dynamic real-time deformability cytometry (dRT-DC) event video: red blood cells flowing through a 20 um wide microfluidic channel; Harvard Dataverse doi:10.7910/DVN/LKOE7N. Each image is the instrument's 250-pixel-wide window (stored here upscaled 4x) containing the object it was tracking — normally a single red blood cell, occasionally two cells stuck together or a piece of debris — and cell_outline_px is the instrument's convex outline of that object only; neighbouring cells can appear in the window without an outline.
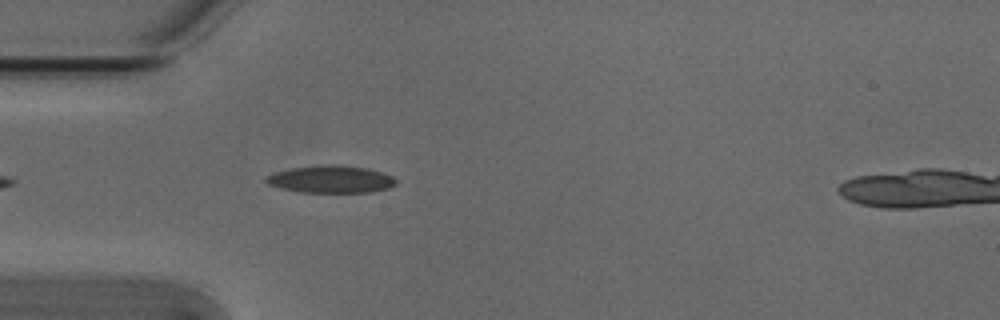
{"species": "Egyptian fruit bat (a non-hibernating species)", "species_latin": "Rousettus aegyptiacus", "temperature_condition": "cold", "stored_images_in_passage": 1, "camera_frame_rate_fps": 3000, "um_per_image_px": 0.085, "animal": {"sex": "male"}, "frame": {"image": 1, "passage_image": 1, "time_ms": 0.0, "image_size_px": [1000, 320], "cell_outline_px": [[396, 184], [388, 188], [372, 192], [300, 192], [280, 188], [268, 184], [264, 180], [272, 172], [292, 168], [328, 164], [336, 164], [368, 168], [392, 176], [396, 180]], "centroid_in_image_um": [28.11, 15.23], "position_along_channel_um": 56.9, "area_um2": 20.69}}